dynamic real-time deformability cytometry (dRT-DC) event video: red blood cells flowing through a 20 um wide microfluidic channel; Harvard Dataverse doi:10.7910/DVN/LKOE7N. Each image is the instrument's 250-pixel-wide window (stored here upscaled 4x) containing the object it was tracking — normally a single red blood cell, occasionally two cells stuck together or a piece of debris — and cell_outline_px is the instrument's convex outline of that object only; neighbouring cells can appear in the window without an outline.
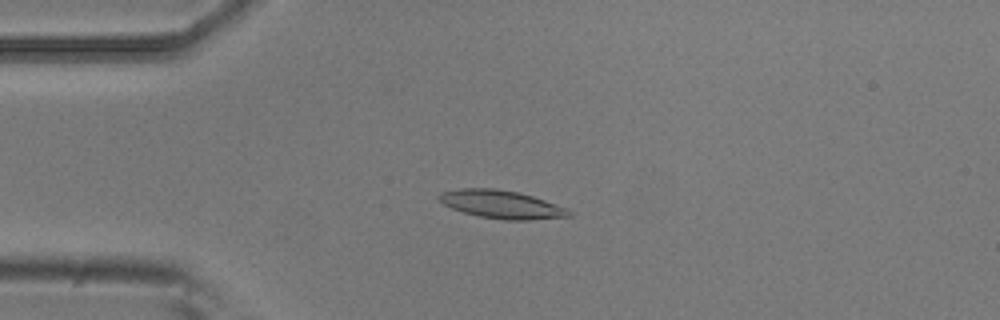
{"species": "common noctule bat (a hibernating species)", "species_latin": "Nyctalus noctula", "temperature_condition": "room temperature", "stored_images_in_passage": 6, "camera_frame_rate_fps": 3000, "um_per_image_px": 0.085, "animal": {"sex": "male", "body_mass_g": 20.5, "forearm_length_mm": 52.5}, "frame": {"image": 1, "passage_image": 3, "time_ms": 0.667, "image_size_px": [1000, 320], "cell_outline_px": [[572, 216], [528, 220], [504, 220], [480, 216], [464, 212], [452, 208], [444, 204], [436, 196], [440, 192], [460, 188], [496, 188], [520, 192], [568, 208], [572, 212]], "centroid_in_image_um": [42.64, 17.36], "position_along_channel_um": 42.4, "area_um2": 21.33}}
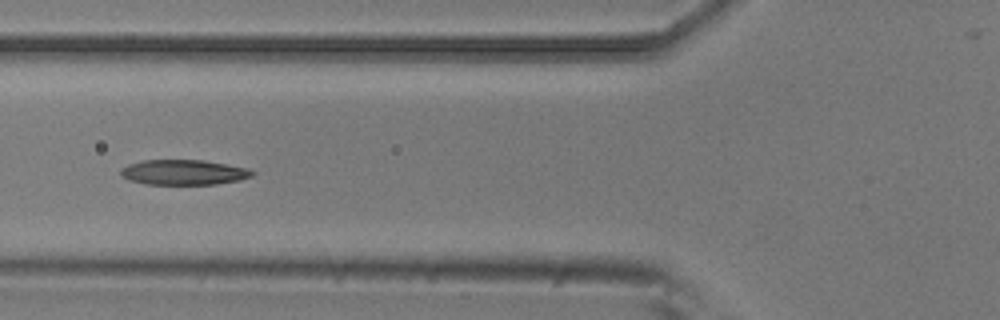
{"frame": {"image": 2, "passage_image": 5, "time_ms": 1.333, "image_size_px": [1000, 320], "cell_outline_px": [[256, 172], [252, 176], [240, 180], [216, 184], [144, 184], [128, 180], [120, 176], [120, 168], [128, 164], [144, 160], [204, 160], [248, 168]], "centroid_in_image_um": [15.59, 14.64], "position_along_channel_um": 110.2, "area_um2": 19.42}}
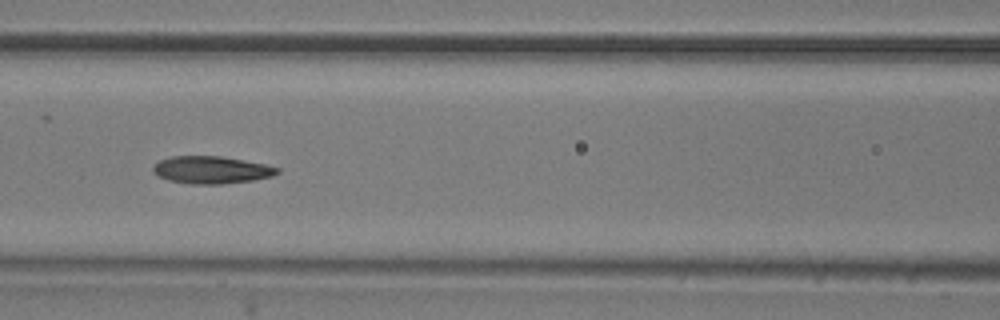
{"frame": {"image": 3, "passage_image": 6, "time_ms": 1.667, "image_size_px": [1000, 320], "cell_outline_px": [[280, 172], [272, 176], [252, 180], [220, 184], [188, 184], [168, 180], [152, 172], [152, 168], [160, 160], [172, 156], [220, 156], [264, 164], [280, 168]], "centroid_in_image_um": [17.96, 14.44], "position_along_channel_um": 148.6, "area_um2": 19.71}}